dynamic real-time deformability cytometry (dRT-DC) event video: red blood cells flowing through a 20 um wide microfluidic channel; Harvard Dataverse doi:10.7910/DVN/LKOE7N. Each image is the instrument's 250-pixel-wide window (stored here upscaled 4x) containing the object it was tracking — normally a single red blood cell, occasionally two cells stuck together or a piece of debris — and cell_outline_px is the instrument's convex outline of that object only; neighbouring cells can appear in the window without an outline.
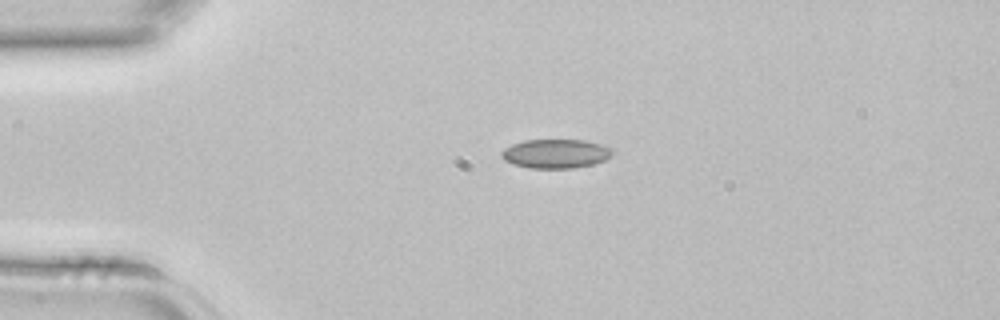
{"species": "common noctule bat (a hibernating species)", "species_latin": "Nyctalus noctula", "temperature_condition": "room temperature", "stored_images_in_passage": 2, "camera_frame_rate_fps": 3000, "um_per_image_px": 0.085, "animal": {"sex": "female", "body_mass_g": 22.7, "forearm_length_mm": 54.2}, "frame": {"image": 1, "passage_image": 1, "time_ms": 0.0, "image_size_px": [1000, 320], "cell_outline_px": [[612, 152], [604, 160], [592, 164], [572, 168], [528, 168], [512, 164], [504, 160], [500, 156], [500, 152], [504, 148], [512, 144], [524, 140], [584, 140], [604, 144], [612, 148]], "centroid_in_image_um": [47.19, 13.05], "position_along_channel_um": 37.8, "area_um2": 18.84}}